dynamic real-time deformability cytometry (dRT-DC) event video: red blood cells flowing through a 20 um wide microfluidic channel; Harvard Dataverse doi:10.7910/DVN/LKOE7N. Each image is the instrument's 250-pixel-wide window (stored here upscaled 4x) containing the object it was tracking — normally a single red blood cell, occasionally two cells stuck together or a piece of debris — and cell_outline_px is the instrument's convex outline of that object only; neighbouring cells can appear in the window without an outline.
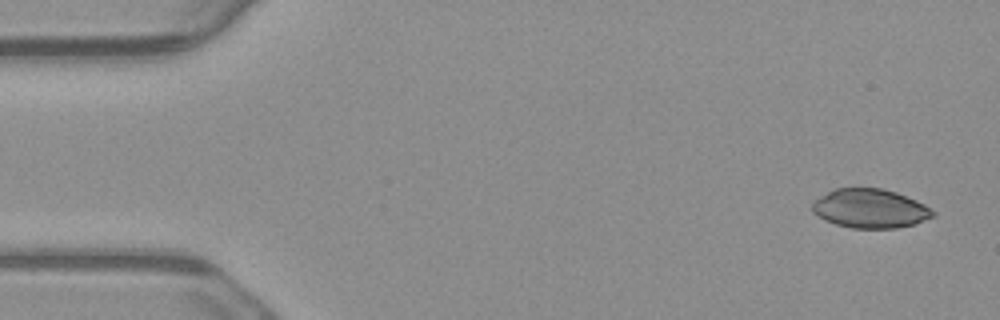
{"species": "common noctule bat (a hibernating species)", "species_latin": "Nyctalus noctula", "temperature_condition": "warm", "stored_images_in_passage": 6, "camera_frame_rate_fps": 3000, "um_per_image_px": 0.085, "animal": {"sex": "male", "body_mass_g": 23.1, "forearm_length_mm": 52.7}, "frame": {"image": 1, "passage_image": 1, "time_ms": 0.0, "image_size_px": [1000, 320], "cell_outline_px": [[936, 216], [916, 224], [896, 228], [852, 228], [836, 224], [824, 220], [812, 212], [812, 204], [816, 200], [828, 192], [836, 188], [884, 188], [896, 192], [916, 200], [924, 204], [936, 212]], "centroid_in_image_um": [74.0, 17.73], "position_along_channel_um": 11.0, "area_um2": 27.51}}
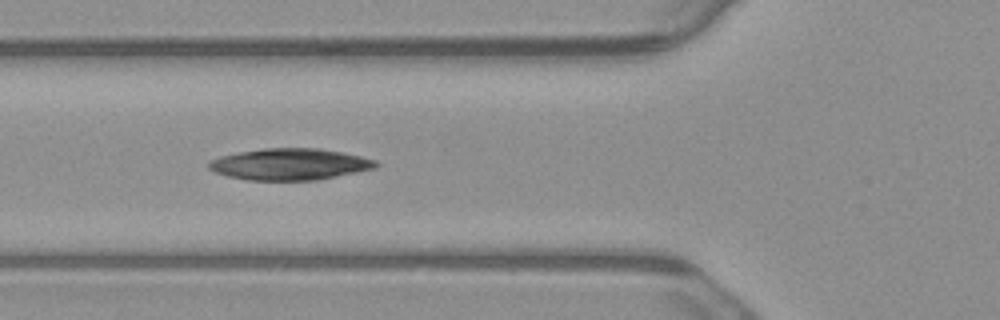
{"frame": {"image": 2, "passage_image": 5, "time_ms": 1.333, "image_size_px": [1000, 320], "cell_outline_px": [[380, 164], [376, 168], [316, 180], [248, 180], [228, 176], [216, 172], [208, 168], [208, 160], [220, 156], [240, 152], [264, 148], [320, 148], [360, 156], [376, 160]], "centroid_in_image_um": [24.62, 13.95], "position_along_channel_um": 101.2, "area_um2": 30.58}}
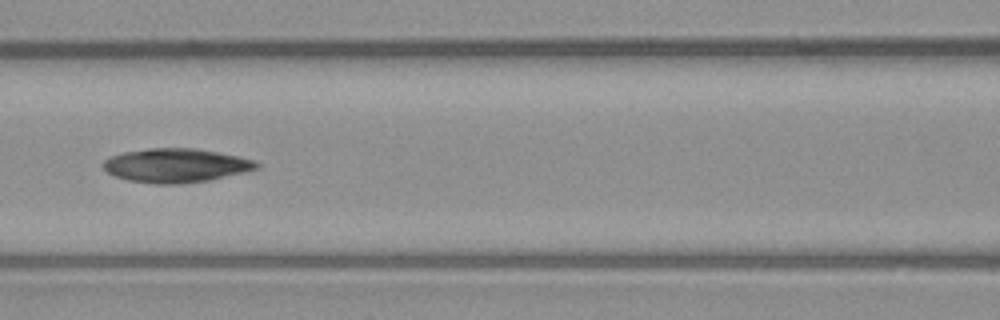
{"frame": {"image": 3, "passage_image": 6, "time_ms": 1.667, "image_size_px": [1000, 320], "cell_outline_px": [[260, 168], [244, 172], [208, 180], [180, 184], [156, 184], [128, 180], [116, 176], [108, 172], [104, 168], [104, 160], [108, 156], [124, 152], [148, 148], [196, 148], [256, 160], [260, 164]], "centroid_in_image_um": [14.96, 14.06], "position_along_channel_um": 151.6, "area_um2": 30.23}}